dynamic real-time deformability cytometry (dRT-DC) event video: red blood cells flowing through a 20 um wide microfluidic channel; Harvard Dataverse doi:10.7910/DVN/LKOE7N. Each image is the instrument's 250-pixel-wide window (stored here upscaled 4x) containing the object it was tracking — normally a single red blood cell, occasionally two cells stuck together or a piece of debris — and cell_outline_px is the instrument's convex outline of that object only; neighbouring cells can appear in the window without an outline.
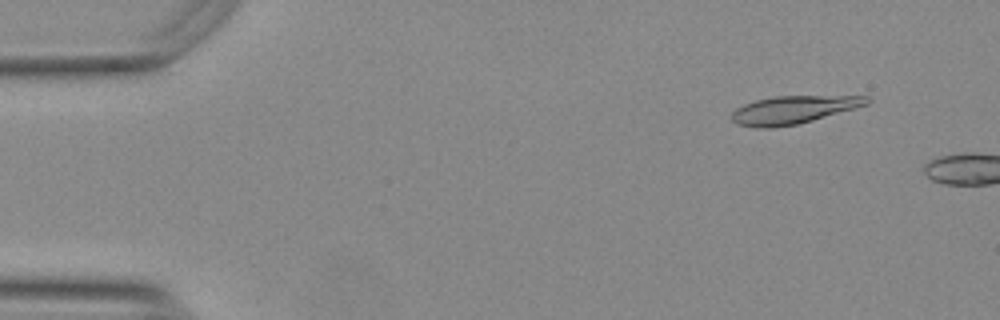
{"species": "Egyptian fruit bat (a non-hibernating species)", "species_latin": "Rousettus aegyptiacus", "temperature_condition": "warm", "stored_images_in_passage": 8, "camera_frame_rate_fps": 3000, "um_per_image_px": 0.085, "animal": {"sex": "female"}, "frame": {"image": 1, "passage_image": 5, "time_ms": 1.333, "image_size_px": [1000, 320], "cell_outline_px": [[872, 100], [868, 104], [856, 108], [812, 120], [796, 124], [772, 128], [756, 128], [736, 124], [732, 120], [732, 112], [736, 108], [744, 104], [756, 100], [772, 96], [868, 96]], "centroid_in_image_um": [67.42, 9.33], "position_along_channel_um": 17.6, "area_um2": 21.96}}